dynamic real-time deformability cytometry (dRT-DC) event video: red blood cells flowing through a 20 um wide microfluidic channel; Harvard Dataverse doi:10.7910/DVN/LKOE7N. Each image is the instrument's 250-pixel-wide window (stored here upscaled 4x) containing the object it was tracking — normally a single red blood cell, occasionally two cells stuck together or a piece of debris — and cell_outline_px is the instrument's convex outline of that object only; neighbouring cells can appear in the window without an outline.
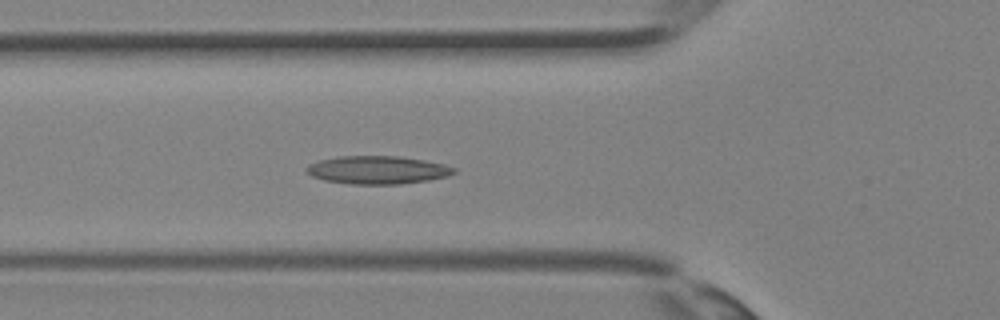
{"species": "Egyptian fruit bat (a non-hibernating species)", "species_latin": "Rousettus aegyptiacus", "temperature_condition": "room temperature", "stored_images_in_passage": 33, "camera_frame_rate_fps": 3000, "um_per_image_px": 0.085, "animal": {"sex": "female"}, "frame": {"image": 1, "passage_image": 12, "time_ms": 3.667, "image_size_px": [1000, 320], "cell_outline_px": [[456, 172], [448, 176], [428, 180], [400, 184], [352, 184], [324, 180], [312, 176], [304, 168], [308, 164], [320, 160], [340, 156], [400, 156], [424, 160], [444, 164], [456, 168]], "centroid_in_image_um": [32.1, 14.44], "position_along_channel_um": 93.7, "area_um2": 24.1}}
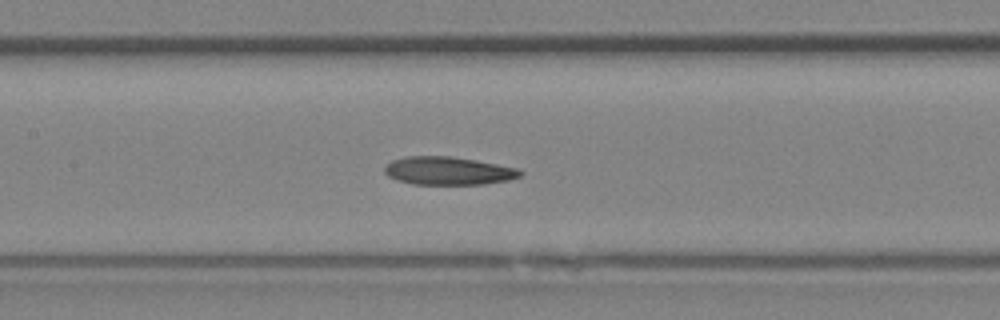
{"frame": {"image": 2, "passage_image": 16, "time_ms": 5.0, "image_size_px": [1000, 320], "cell_outline_px": [[524, 172], [520, 176], [508, 180], [484, 184], [416, 184], [396, 180], [388, 176], [384, 172], [384, 168], [392, 160], [404, 156], [452, 156], [476, 160], [520, 168]], "centroid_in_image_um": [38.12, 14.51], "position_along_channel_um": 169.3, "area_um2": 22.31}}
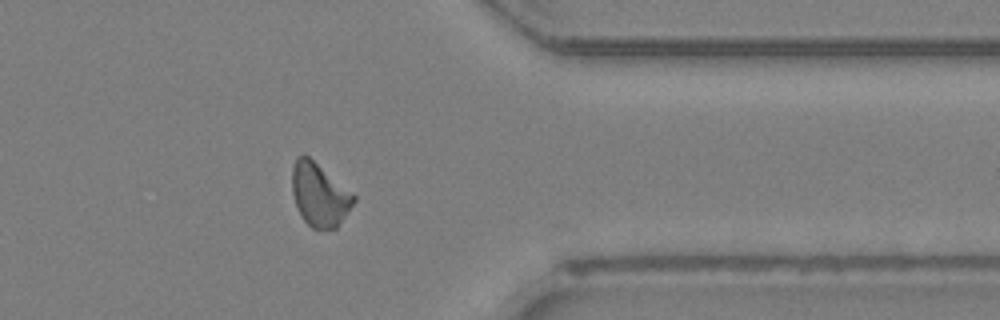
{"frame": {"image": 3, "passage_image": 28, "time_ms": 9.0, "image_size_px": [1000, 320], "cell_outline_px": [[356, 200], [336, 228], [312, 228], [300, 216], [292, 192], [292, 168], [296, 156], [308, 156], [356, 196]], "centroid_in_image_um": [27.13, 16.55], "position_along_channel_um": 384.3, "area_um2": 22.25}}